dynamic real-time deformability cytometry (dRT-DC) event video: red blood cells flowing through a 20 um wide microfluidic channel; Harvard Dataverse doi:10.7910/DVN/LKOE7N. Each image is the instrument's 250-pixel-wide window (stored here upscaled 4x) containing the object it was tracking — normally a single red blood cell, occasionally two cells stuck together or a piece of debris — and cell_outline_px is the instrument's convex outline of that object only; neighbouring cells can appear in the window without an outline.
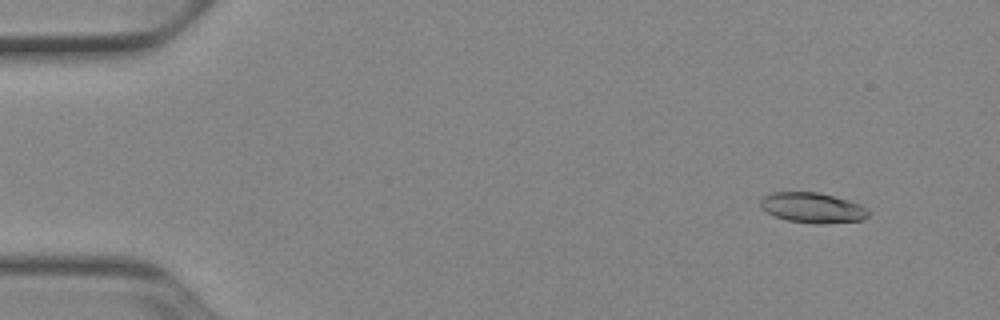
{"species": "Egyptian fruit bat (a non-hibernating species)", "species_latin": "Rousettus aegyptiacus", "temperature_condition": "cold", "stored_images_in_passage": 52, "camera_frame_rate_fps": 3000, "um_per_image_px": 0.085, "animal": {"sex": "female"}, "frame": {"image": 1, "passage_image": 5, "time_ms": 1.333, "image_size_px": [1000, 320], "cell_outline_px": [[868, 216], [864, 220], [824, 224], [812, 224], [788, 220], [776, 216], [760, 208], [760, 200], [764, 196], [772, 192], [820, 192], [848, 200], [860, 204], [868, 208]], "centroid_in_image_um": [69.09, 17.66], "position_along_channel_um": 15.9, "area_um2": 19.19}}
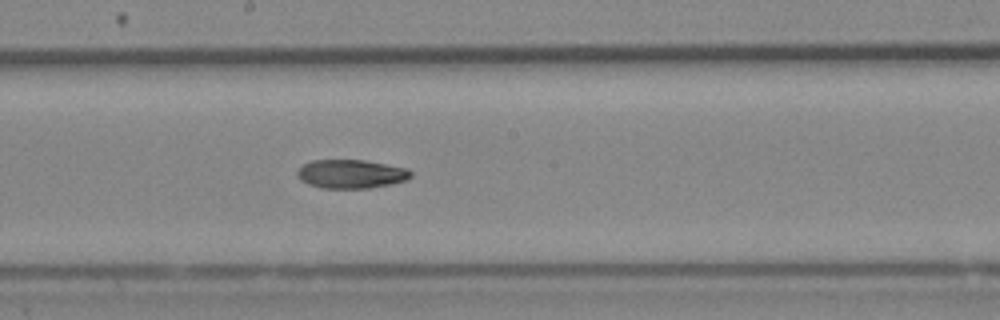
{"frame": {"image": 2, "passage_image": 29, "time_ms": 9.333, "image_size_px": [1000, 320], "cell_outline_px": [[412, 176], [408, 180], [368, 188], [320, 188], [308, 184], [300, 180], [296, 176], [296, 172], [304, 164], [312, 160], [364, 160], [408, 168], [412, 172]], "centroid_in_image_um": [29.83, 14.78], "position_along_channel_um": 218.4, "area_um2": 19.07}}
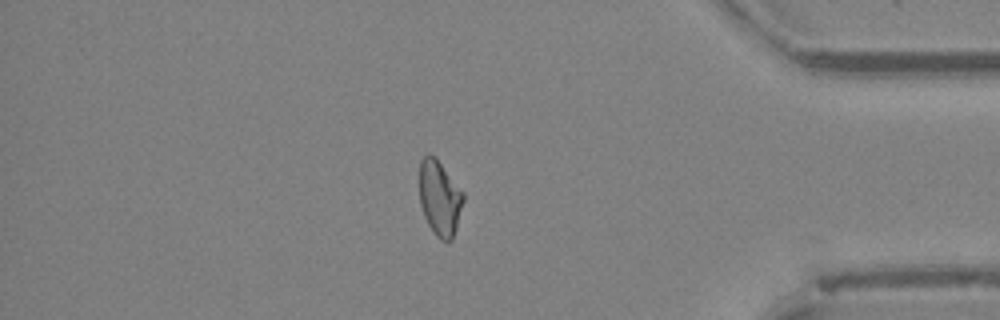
{"frame": {"image": 3, "passage_image": 45, "time_ms": 14.667, "image_size_px": [1000, 320], "cell_outline_px": [[464, 200], [456, 228], [452, 240], [448, 244], [440, 240], [432, 232], [424, 216], [420, 204], [420, 160], [428, 152], [436, 156], [464, 192]], "centroid_in_image_um": [37.38, 16.83], "position_along_channel_um": 397.8, "area_um2": 19.65}, "authors_computed_cell_mechanics": {"area_um2": 19.4786, "velocity_mm_per_s": 3.9187, "shape_relaxation_time_tau1_ms": null, "shape_relaxation_time_tau2_ms": 4.4377, "deformation_change_tau1": null, "deformation_change_tau2": 0.1078}}